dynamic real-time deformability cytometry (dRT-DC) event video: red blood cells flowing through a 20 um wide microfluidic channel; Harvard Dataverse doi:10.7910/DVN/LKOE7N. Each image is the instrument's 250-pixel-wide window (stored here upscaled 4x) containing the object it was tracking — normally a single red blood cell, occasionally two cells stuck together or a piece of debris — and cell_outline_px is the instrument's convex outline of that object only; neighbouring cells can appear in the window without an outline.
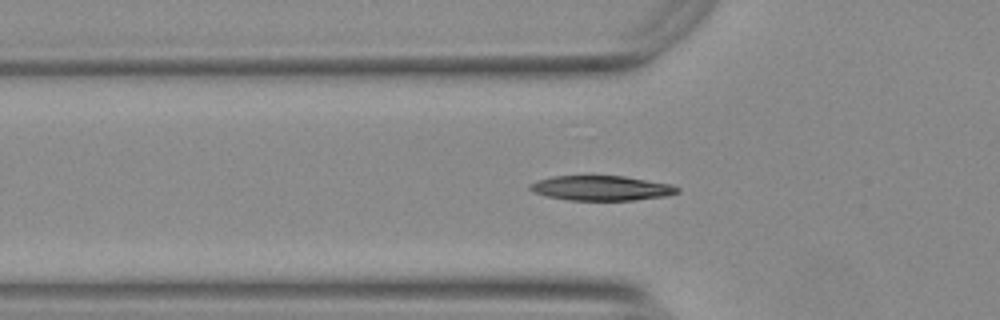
{"species": "Egyptian fruit bat (a non-hibernating species)", "species_latin": "Rousettus aegyptiacus", "temperature_condition": "warm", "stored_images_in_passage": 39, "camera_frame_rate_fps": 3000, "um_per_image_px": 0.085, "animal": {"sex": "female"}, "frame": {"image": 1, "passage_image": 7, "time_ms": 2.0, "image_size_px": [1000, 320], "cell_outline_px": [[680, 192], [668, 196], [632, 200], [568, 200], [548, 196], [536, 192], [528, 188], [528, 184], [552, 176], [624, 176], [672, 184], [680, 188]], "centroid_in_image_um": [51.17, 15.99], "position_along_channel_um": 74.6, "area_um2": 21.27}}
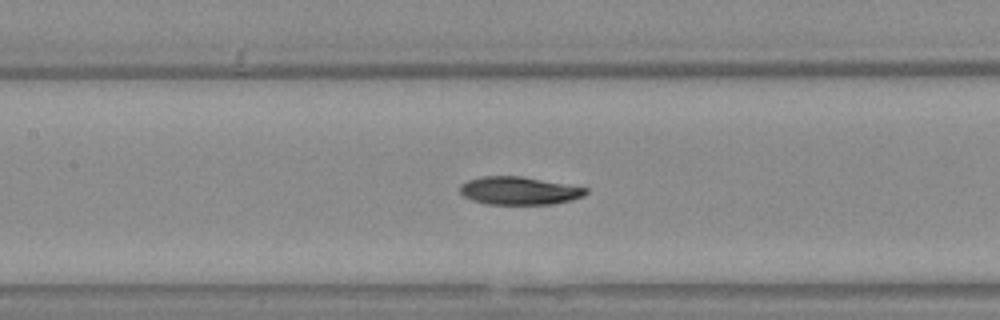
{"frame": {"image": 2, "passage_image": 14, "time_ms": 4.333, "image_size_px": [1000, 320], "cell_outline_px": [[588, 192], [584, 196], [556, 204], [484, 204], [472, 200], [464, 196], [460, 192], [460, 184], [468, 180], [480, 176], [520, 176], [588, 188]], "centroid_in_image_um": [44.11, 16.21], "position_along_channel_um": 163.3, "area_um2": 20.52}}
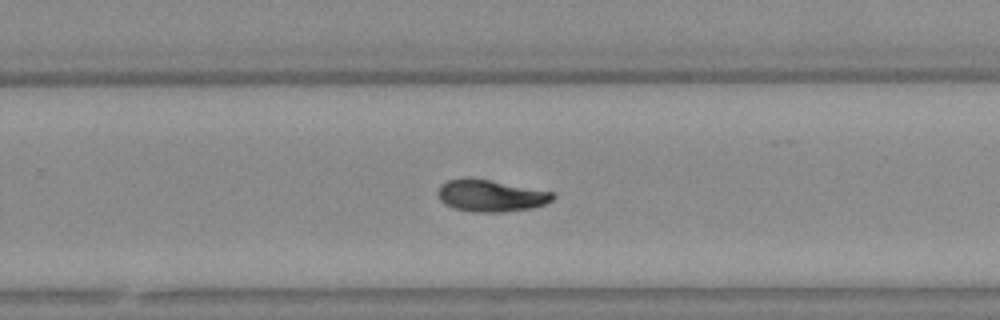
{"frame": {"image": 3, "passage_image": 24, "time_ms": 7.667, "image_size_px": [1000, 320], "cell_outline_px": [[556, 196], [552, 200], [544, 204], [532, 208], [504, 212], [472, 212], [452, 208], [444, 204], [440, 200], [436, 192], [440, 184], [448, 180], [488, 180], [552, 192]], "centroid_in_image_um": [41.69, 16.67], "position_along_channel_um": 288.1, "area_um2": 20.92}, "authors_computed_cell_mechanics": {"area_um2": 20.808, "velocity_mm_per_s": 3.7602, "shape_relaxation_time_tau1_ms": 5.5351, "shape_relaxation_time_tau2_ms": 6.2084, "deformation_change_tau1": 0.1952, "deformation_change_tau2": 0.1022}}